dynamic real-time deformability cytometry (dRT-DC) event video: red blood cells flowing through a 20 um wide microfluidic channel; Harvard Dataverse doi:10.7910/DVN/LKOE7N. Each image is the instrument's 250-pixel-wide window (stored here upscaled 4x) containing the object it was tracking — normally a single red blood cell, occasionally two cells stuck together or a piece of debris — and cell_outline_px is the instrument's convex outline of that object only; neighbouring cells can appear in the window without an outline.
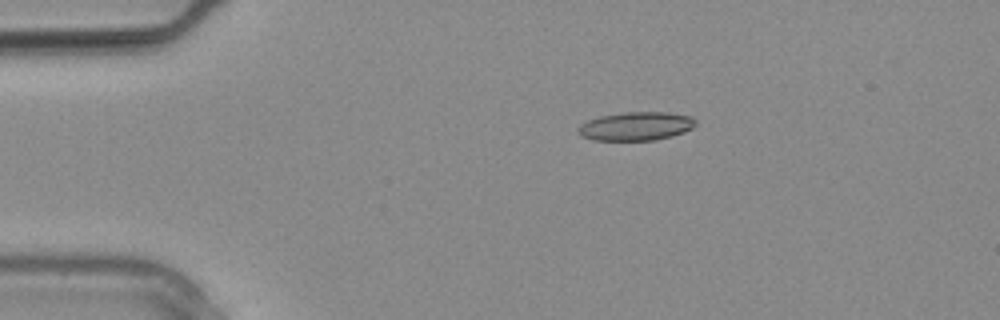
{"species": "common noctule bat (a hibernating species)", "species_latin": "Nyctalus noctula", "temperature_condition": "warm", "stored_images_in_passage": 4, "camera_frame_rate_fps": 3000, "um_per_image_px": 0.085, "animal": {"sex": "male", "body_mass_g": 20.4}, "frame": {"image": 1, "passage_image": 1, "time_ms": 0.0, "image_size_px": [1000, 320], "cell_outline_px": [[696, 124], [692, 128], [684, 132], [672, 136], [656, 140], [592, 140], [580, 136], [580, 124], [588, 120], [600, 116], [624, 112], [668, 112], [692, 116], [696, 120]], "centroid_in_image_um": [54.1, 10.72], "position_along_channel_um": 30.9, "area_um2": 19.59}}